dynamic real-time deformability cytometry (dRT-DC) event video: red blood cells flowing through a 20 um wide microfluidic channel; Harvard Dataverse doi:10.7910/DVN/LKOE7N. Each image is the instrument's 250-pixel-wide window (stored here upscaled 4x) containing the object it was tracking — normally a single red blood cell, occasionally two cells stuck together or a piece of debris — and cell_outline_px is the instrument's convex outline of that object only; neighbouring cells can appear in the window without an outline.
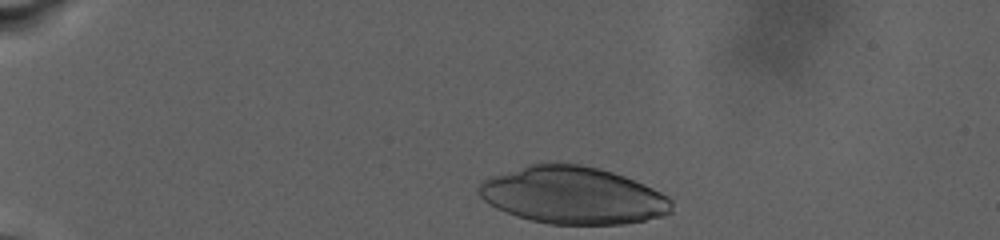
{"species": "human", "species_latin": "Homo sapiens", "temperature_condition": "warm", "stored_images_in_passage": 34, "camera_frame_rate_fps": 3000, "um_per_image_px": 0.085, "donor": {"sex": "male"}, "frame": {"image": 1, "passage_image": 1, "time_ms": 0.0, "image_size_px": [1000, 240], "cell_outline_px": [[672, 212], [664, 216], [624, 224], [548, 224], [516, 216], [496, 208], [488, 204], [476, 192], [476, 188], [484, 180], [492, 176], [528, 164], [580, 164], [600, 168], [624, 176], [644, 184], [668, 196], [672, 200]], "centroid_in_image_um": [48.7, 16.61], "position_along_channel_um": 36.3, "area_um2": 64.27}}
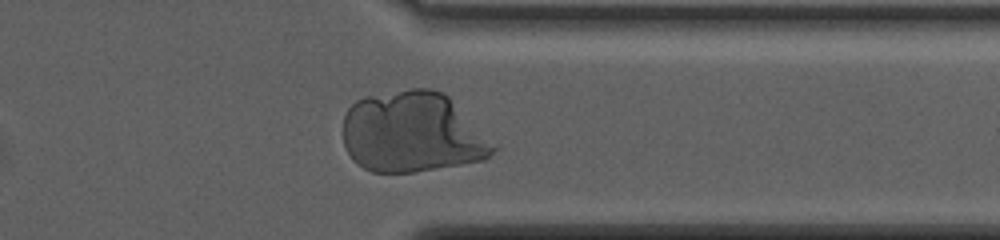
{"frame": {"image": 2, "passage_image": 33, "time_ms": 16.0, "image_size_px": [1000, 240], "cell_outline_px": [[496, 148], [484, 160], [412, 172], [372, 172], [356, 164], [352, 160], [344, 144], [344, 116], [348, 108], [356, 100], [364, 96], [412, 88], [432, 88], [444, 92], [448, 96]], "centroid_in_image_um": [34.98, 11.25], "position_along_channel_um": 376.4, "area_um2": 69.94}}